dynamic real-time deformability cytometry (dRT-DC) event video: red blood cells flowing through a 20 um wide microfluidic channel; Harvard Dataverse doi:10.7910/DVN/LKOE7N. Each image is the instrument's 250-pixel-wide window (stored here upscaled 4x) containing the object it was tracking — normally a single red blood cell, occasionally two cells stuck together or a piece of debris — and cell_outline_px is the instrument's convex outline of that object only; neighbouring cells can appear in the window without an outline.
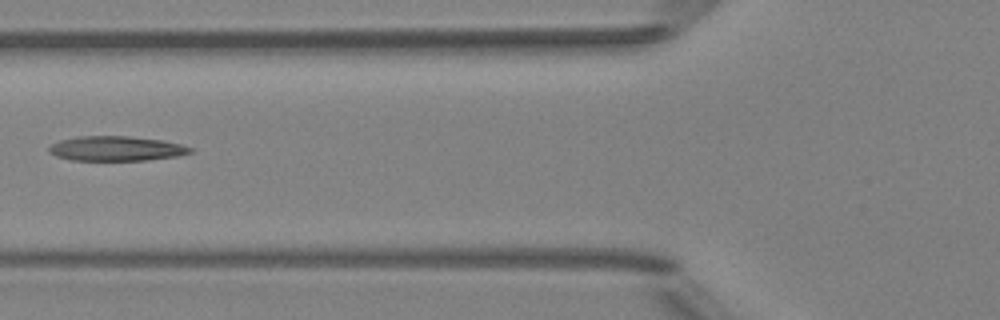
{"species": "Egyptian fruit bat (a non-hibernating species)", "species_latin": "Rousettus aegyptiacus", "temperature_condition": "room temperature", "stored_images_in_passage": 4, "camera_frame_rate_fps": 3000, "um_per_image_px": 0.085, "animal": {"sex": "female"}, "frame": {"image": 1, "passage_image": 2, "time_ms": 0.333, "image_size_px": [1000, 320], "cell_outline_px": [[192, 152], [176, 156], [148, 160], [72, 160], [56, 156], [48, 152], [48, 148], [52, 144], [60, 140], [76, 136], [128, 136], [164, 140], [180, 144], [192, 148]], "centroid_in_image_um": [9.86, 12.62], "position_along_channel_um": 115.9, "area_um2": 20.35}}
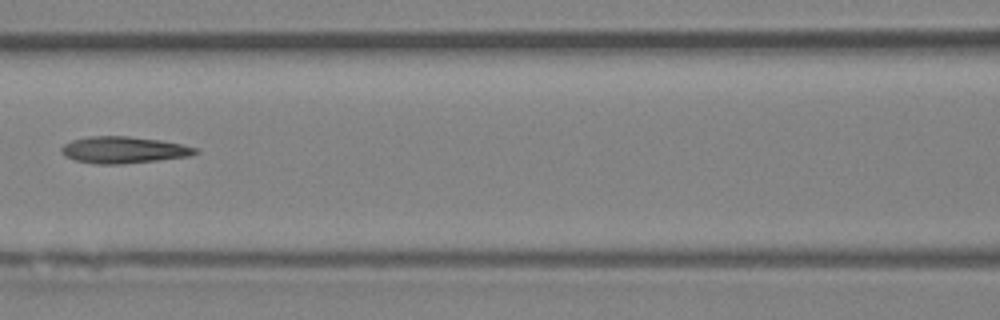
{"frame": {"image": 2, "passage_image": 3, "time_ms": 0.667, "image_size_px": [1000, 320], "cell_outline_px": [[200, 152], [188, 156], [124, 164], [92, 164], [76, 160], [60, 152], [60, 148], [64, 144], [72, 140], [88, 136], [128, 136], [160, 140], [200, 148]], "centroid_in_image_um": [10.51, 12.74], "position_along_channel_um": 156.1, "area_um2": 20.81}}
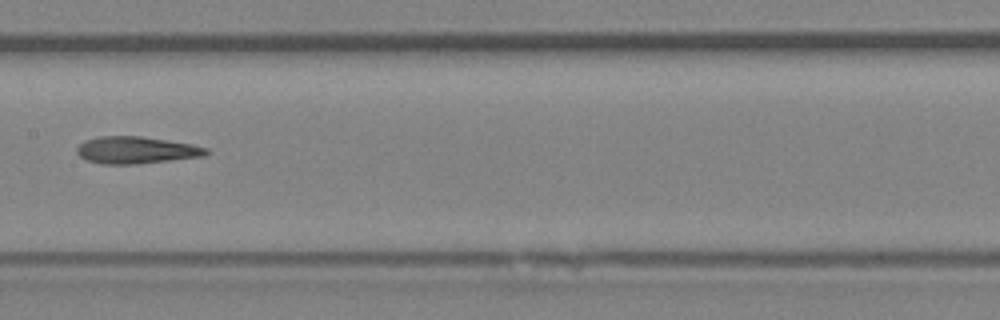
{"frame": {"image": 3, "passage_image": 4, "time_ms": 1.0, "image_size_px": [1000, 320], "cell_outline_px": [[212, 152], [204, 156], [136, 164], [104, 164], [88, 160], [80, 156], [76, 152], [76, 148], [84, 140], [100, 136], [140, 136], [192, 144], [208, 148]], "centroid_in_image_um": [11.6, 12.75], "position_along_channel_um": 195.8, "area_um2": 20.35}}